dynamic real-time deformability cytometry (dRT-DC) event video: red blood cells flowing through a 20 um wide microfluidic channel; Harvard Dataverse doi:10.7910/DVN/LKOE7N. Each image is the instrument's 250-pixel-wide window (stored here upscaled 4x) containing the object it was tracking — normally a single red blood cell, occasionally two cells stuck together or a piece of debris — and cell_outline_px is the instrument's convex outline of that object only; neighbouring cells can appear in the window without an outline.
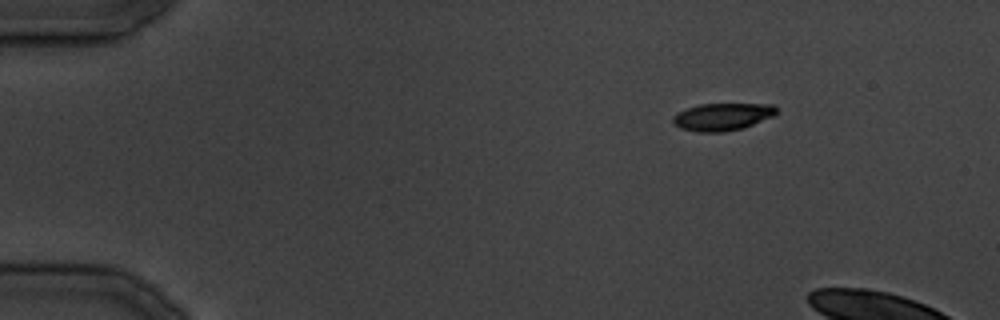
{"species": "common noctule bat (a hibernating species)", "species_latin": "Nyctalus noctula", "temperature_condition": "cold", "stored_images_in_passage": 5, "camera_frame_rate_fps": 3000, "um_per_image_px": 0.085, "animal": {"sex": "male", "body_mass_g": 19.5, "forearm_length_mm": 54.6}, "frame": {"image": 1, "passage_image": 1, "time_ms": 0.0, "image_size_px": [1000, 320], "cell_outline_px": [[776, 112], [772, 116], [744, 128], [724, 132], [696, 132], [680, 128], [672, 124], [672, 116], [676, 112], [700, 104], [776, 104]], "centroid_in_image_um": [61.35, 9.93], "position_along_channel_um": 23.6, "area_um2": 16.65}}